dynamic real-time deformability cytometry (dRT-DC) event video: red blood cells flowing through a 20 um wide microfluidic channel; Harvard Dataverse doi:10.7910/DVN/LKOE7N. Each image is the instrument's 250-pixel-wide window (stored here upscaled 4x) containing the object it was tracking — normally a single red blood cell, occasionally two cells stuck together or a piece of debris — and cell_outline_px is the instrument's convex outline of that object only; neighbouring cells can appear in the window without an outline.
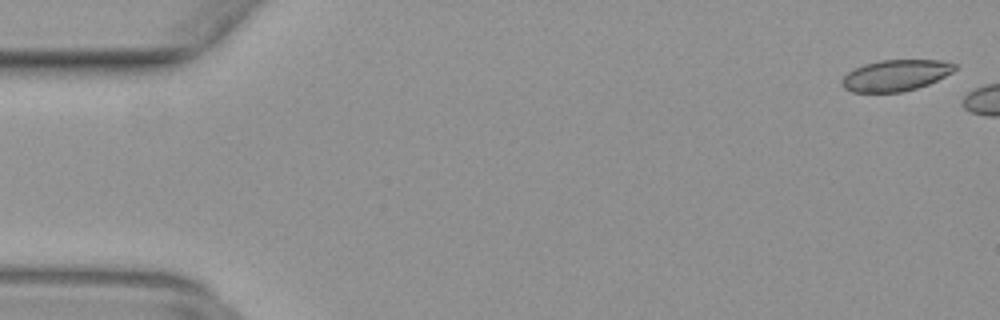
{"species": "common noctule bat (a hibernating species)", "species_latin": "Nyctalus noctula", "temperature_condition": "warm", "stored_images_in_passage": 6, "camera_frame_rate_fps": 3000, "um_per_image_px": 0.085, "animal": {"sex": "female", "body_mass_g": 29.2, "forearm_length_mm": 56.3}, "frame": {"image": 1, "passage_image": 2, "time_ms": 0.333, "image_size_px": [1000, 320], "cell_outline_px": [[948, 72], [924, 84], [912, 88], [892, 92], [860, 92], [848, 88], [852, 72], [860, 68], [872, 64], [896, 60], [928, 60], [944, 64]], "centroid_in_image_um": [76.1, 6.43], "position_along_channel_um": 8.9, "area_um2": 17.22}}